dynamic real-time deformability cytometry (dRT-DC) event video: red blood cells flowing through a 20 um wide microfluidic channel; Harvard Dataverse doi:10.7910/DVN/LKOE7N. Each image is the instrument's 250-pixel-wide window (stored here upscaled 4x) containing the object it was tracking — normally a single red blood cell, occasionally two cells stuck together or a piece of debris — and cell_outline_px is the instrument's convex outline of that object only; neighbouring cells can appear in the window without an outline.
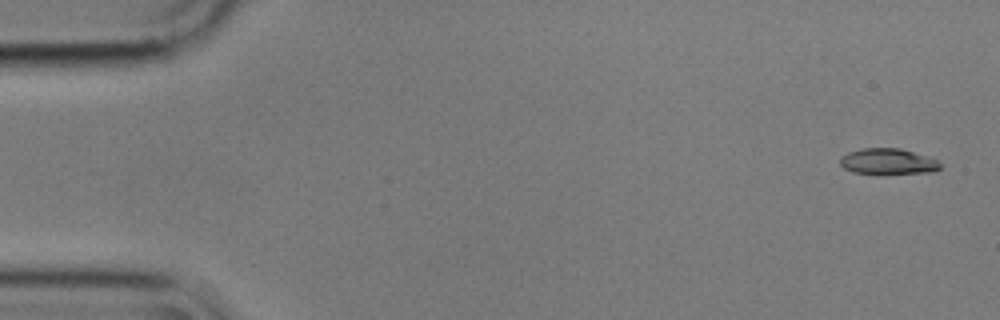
{"species": "common noctule bat (a hibernating species)", "species_latin": "Nyctalus noctula", "temperature_condition": "cold", "stored_images_in_passage": 5, "camera_frame_rate_fps": 3000, "um_per_image_px": 0.085, "animal": {"sex": "male", "body_mass_g": 17.9}, "frame": {"image": 1, "passage_image": 1, "time_ms": 0.0, "image_size_px": [1000, 320], "cell_outline_px": [[940, 168], [932, 172], [880, 176], [852, 172], [844, 168], [840, 164], [840, 156], [848, 152], [860, 148], [900, 148], [936, 160], [940, 164]], "centroid_in_image_um": [75.41, 13.77], "position_along_channel_um": 9.6, "area_um2": 15.61}}
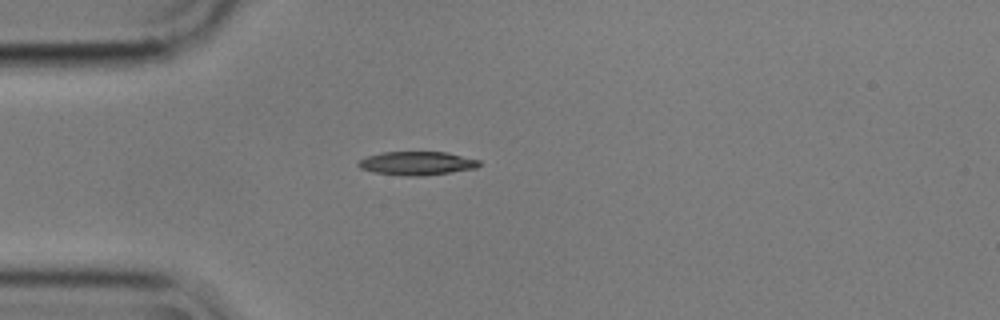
{"frame": {"image": 2, "passage_image": 5, "time_ms": 1.333, "image_size_px": [1000, 320], "cell_outline_px": [[480, 164], [476, 168], [452, 172], [420, 176], [404, 176], [372, 172], [360, 168], [356, 164], [360, 160], [368, 156], [384, 152], [448, 152], [480, 160]], "centroid_in_image_um": [35.44, 13.88], "position_along_channel_um": 49.6, "area_um2": 16.65}}